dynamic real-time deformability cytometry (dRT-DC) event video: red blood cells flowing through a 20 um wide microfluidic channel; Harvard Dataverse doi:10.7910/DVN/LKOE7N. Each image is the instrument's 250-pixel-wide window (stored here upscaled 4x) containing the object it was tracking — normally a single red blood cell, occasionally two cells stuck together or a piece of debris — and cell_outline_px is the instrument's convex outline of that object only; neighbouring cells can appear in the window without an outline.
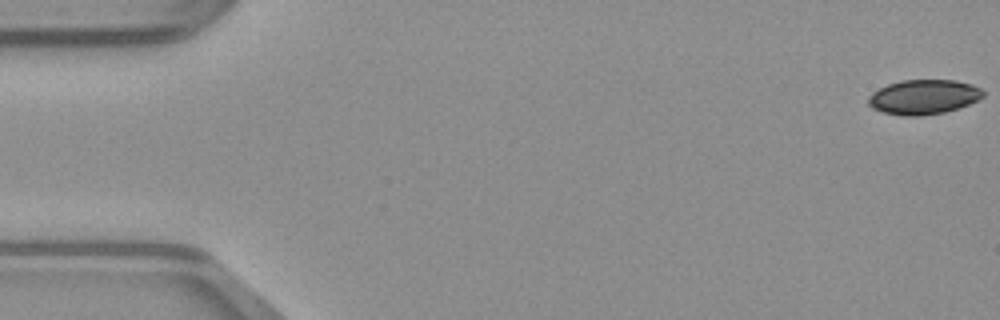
{"species": "common noctule bat (a hibernating species)", "species_latin": "Nyctalus noctula", "temperature_condition": "warm", "stored_images_in_passage": 45, "camera_frame_rate_fps": 3000, "um_per_image_px": 0.085, "animal": {"sex": "male", "body_mass_g": 23.1, "forearm_length_mm": 52.7}, "frame": {"image": 1, "passage_image": 1, "time_ms": 0.0, "image_size_px": [1000, 320], "cell_outline_px": [[984, 96], [968, 104], [944, 112], [920, 116], [904, 116], [880, 112], [872, 108], [868, 104], [868, 96], [872, 92], [888, 84], [904, 80], [956, 80], [972, 84], [980, 88], [984, 92]], "centroid_in_image_um": [78.48, 8.24], "position_along_channel_um": 6.5, "area_um2": 23.18}}
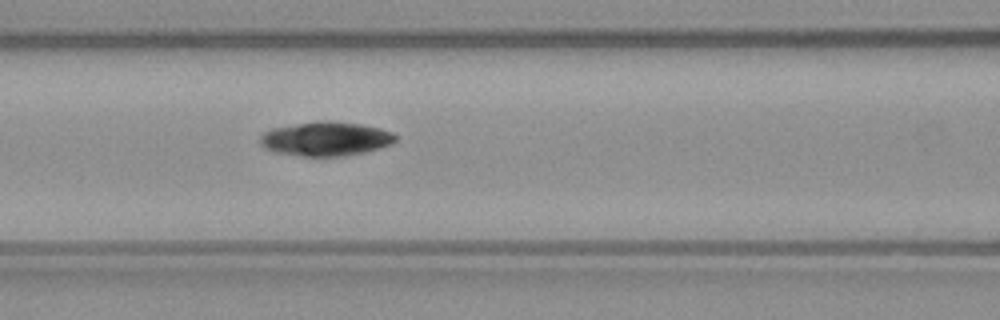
{"frame": {"image": 2, "passage_image": 21, "time_ms": 6.667, "image_size_px": [1000, 320], "cell_outline_px": [[396, 140], [380, 148], [364, 152], [344, 156], [300, 156], [272, 152], [264, 148], [260, 144], [260, 136], [264, 132], [272, 128], [320, 120], [332, 120], [360, 124], [380, 128], [392, 132], [396, 136]], "centroid_in_image_um": [27.65, 11.8], "position_along_channel_um": 138.9, "area_um2": 27.05}}
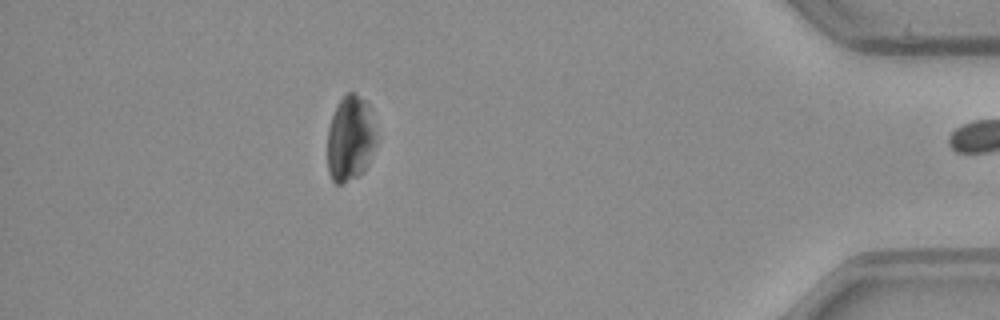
{"frame": {"image": 3, "passage_image": 44, "time_ms": 14.333, "image_size_px": [1000, 320], "cell_outline_px": [[376, 140], [368, 164], [364, 172], [360, 176], [344, 184], [336, 184], [332, 180], [328, 172], [328, 128], [336, 104], [348, 92], [356, 92], [368, 100], [376, 136]], "centroid_in_image_um": [29.77, 11.78], "position_along_channel_um": 405.4, "area_um2": 24.8}}